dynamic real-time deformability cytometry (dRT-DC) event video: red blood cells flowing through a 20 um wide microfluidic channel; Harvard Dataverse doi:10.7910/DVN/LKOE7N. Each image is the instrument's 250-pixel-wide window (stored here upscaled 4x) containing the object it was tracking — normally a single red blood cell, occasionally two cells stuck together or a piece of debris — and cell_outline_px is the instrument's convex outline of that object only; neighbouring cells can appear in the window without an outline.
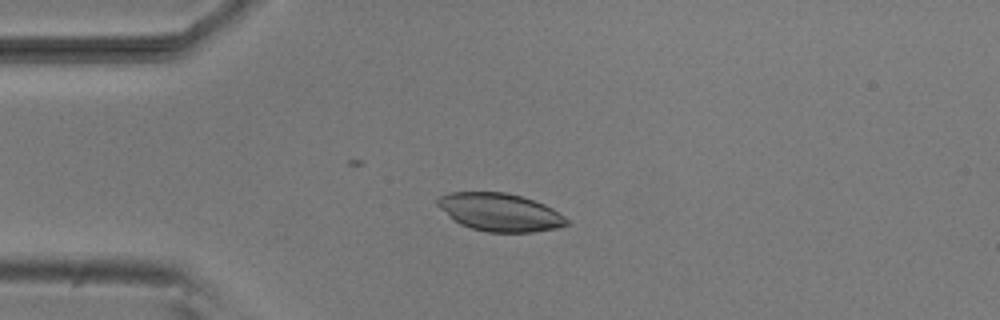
{"species": "common noctule bat (a hibernating species)", "species_latin": "Nyctalus noctula", "temperature_condition": "room temperature", "stored_images_in_passage": 22, "camera_frame_rate_fps": 3000, "um_per_image_px": 0.085, "animal": {"sex": "male", "body_mass_g": 20.5, "forearm_length_mm": 52.5}, "frame": {"image": 1, "passage_image": 12, "time_ms": 3.667, "image_size_px": [1000, 320], "cell_outline_px": [[572, 224], [556, 228], [532, 232], [488, 232], [472, 228], [460, 224], [452, 220], [436, 204], [436, 200], [440, 196], [452, 192], [504, 192], [520, 196], [544, 204], [552, 208], [564, 216]], "centroid_in_image_um": [42.49, 18.04], "position_along_channel_um": 42.5, "area_um2": 28.5}}
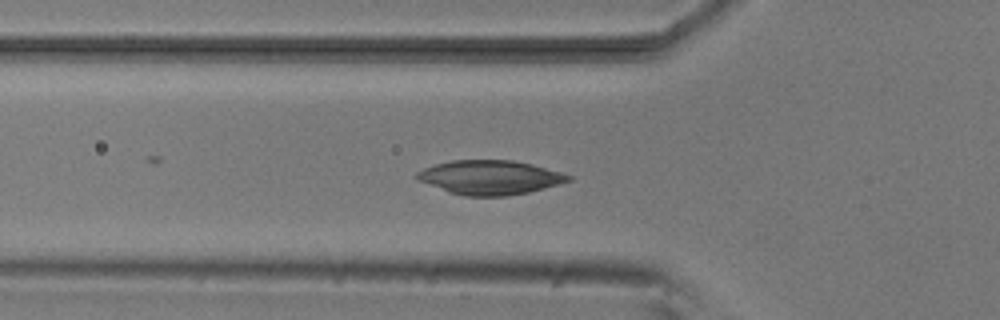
{"frame": {"image": 2, "passage_image": 17, "time_ms": 5.333, "image_size_px": [1000, 320], "cell_outline_px": [[572, 180], [544, 188], [528, 192], [508, 196], [464, 196], [448, 192], [416, 180], [412, 176], [416, 172], [424, 168], [436, 164], [452, 160], [512, 160], [532, 164], [560, 172], [572, 176]], "centroid_in_image_um": [41.59, 15.08], "position_along_channel_um": 84.2, "area_um2": 30.29}}
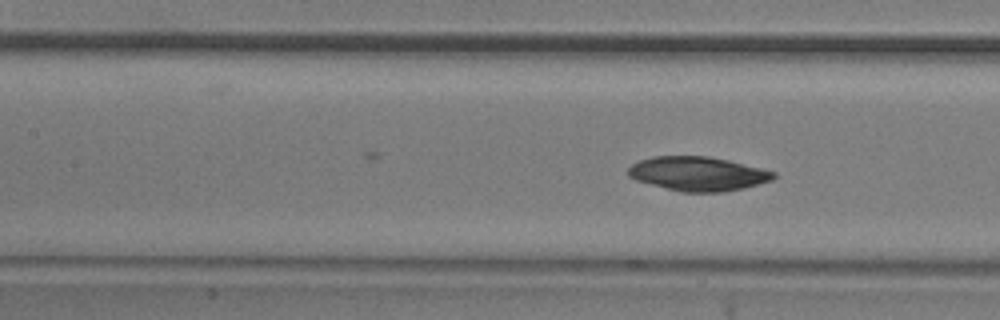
{"frame": {"image": 3, "passage_image": 22, "time_ms": 7.0, "image_size_px": [1000, 320], "cell_outline_px": [[776, 176], [772, 180], [744, 188], [724, 192], [680, 192], [636, 180], [628, 176], [628, 168], [632, 164], [640, 160], [652, 156], [708, 156], [728, 160], [776, 172]], "centroid_in_image_um": [59.31, 14.77], "position_along_channel_um": 148.1, "area_um2": 28.9}}